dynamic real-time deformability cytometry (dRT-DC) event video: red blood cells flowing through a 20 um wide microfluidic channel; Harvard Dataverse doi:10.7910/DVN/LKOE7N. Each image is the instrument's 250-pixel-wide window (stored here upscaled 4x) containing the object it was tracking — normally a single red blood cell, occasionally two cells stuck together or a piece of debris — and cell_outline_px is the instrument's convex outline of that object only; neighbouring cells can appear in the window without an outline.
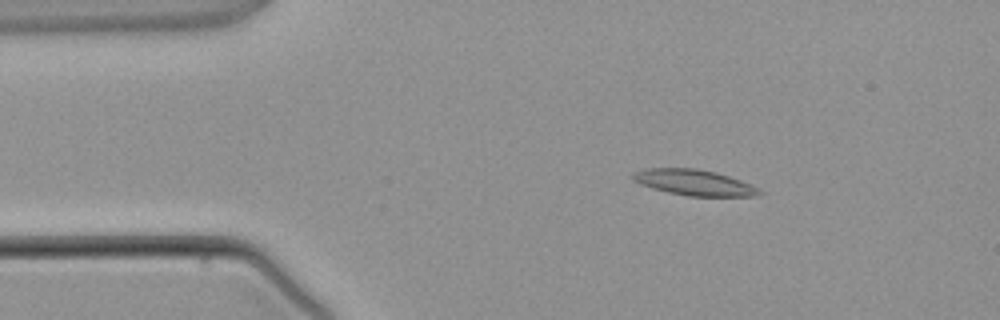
{"species": "common noctule bat (a hibernating species)", "species_latin": "Nyctalus noctula", "temperature_condition": "warm", "stored_images_in_passage": 3, "camera_frame_rate_fps": 3000, "um_per_image_px": 0.085, "animal": {"sex": "male", "body_mass_g": 21.5, "forearm_length_mm": 52.0}, "frame": {"image": 1, "passage_image": 2, "time_ms": 1.333, "image_size_px": [1000, 320], "cell_outline_px": [[764, 192], [756, 196], [688, 196], [668, 192], [652, 188], [640, 184], [632, 180], [632, 176], [636, 172], [644, 168], [696, 168], [716, 172], [740, 180]], "centroid_in_image_um": [58.97, 15.51], "position_along_channel_um": 26.0, "area_um2": 18.84}}
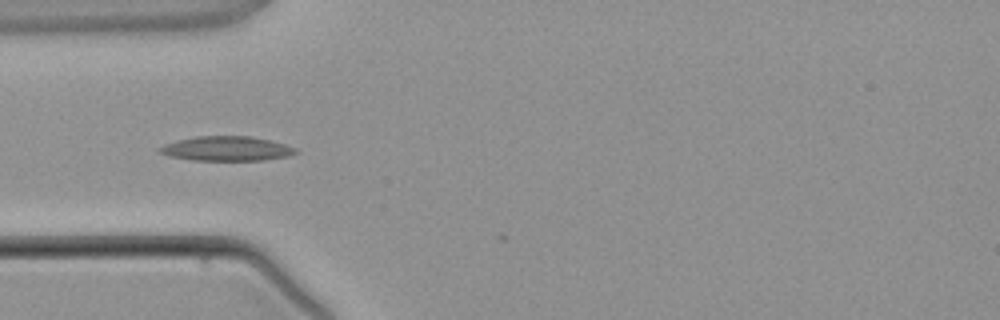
{"frame": {"image": 2, "passage_image": 3, "time_ms": 3.333, "image_size_px": [1000, 320], "cell_outline_px": [[300, 152], [288, 156], [264, 160], [192, 160], [168, 156], [156, 152], [156, 148], [164, 144], [176, 140], [196, 136], [252, 136], [284, 144], [296, 148]], "centroid_in_image_um": [19.2, 12.63], "position_along_channel_um": 65.8, "area_um2": 19.65}}